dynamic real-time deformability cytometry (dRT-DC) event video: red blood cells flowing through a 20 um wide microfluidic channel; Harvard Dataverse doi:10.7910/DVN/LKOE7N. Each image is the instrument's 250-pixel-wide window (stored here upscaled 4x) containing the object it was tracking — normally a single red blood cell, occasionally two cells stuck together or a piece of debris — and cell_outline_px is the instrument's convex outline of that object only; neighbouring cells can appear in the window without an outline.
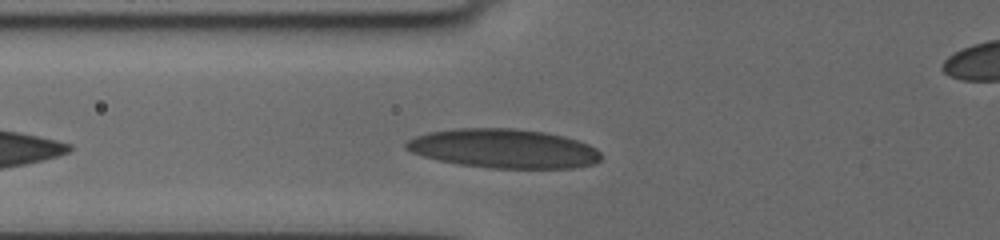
{"species": "human", "species_latin": "Homo sapiens", "temperature_condition": "cold", "stored_images_in_passage": 12, "camera_frame_rate_fps": 3000, "um_per_image_px": 0.085, "donor": {"sex": "female"}, "frame": {"image": 1, "passage_image": 3, "time_ms": 1.0, "image_size_px": [1000, 240], "cell_outline_px": [[604, 156], [600, 160], [592, 164], [576, 168], [488, 168], [456, 164], [424, 156], [412, 152], [404, 148], [404, 144], [408, 140], [416, 136], [428, 132], [456, 128], [512, 128], [544, 132], [564, 136], [588, 144], [596, 148]], "centroid_in_image_um": [42.83, 12.63], "position_along_channel_um": 83.0, "area_um2": 44.62}}
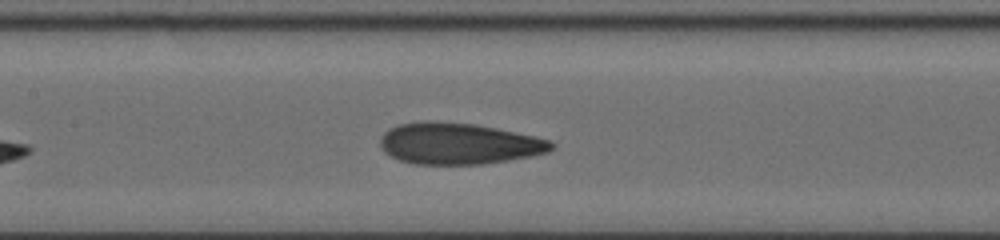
{"frame": {"image": 2, "passage_image": 10, "time_ms": 3.333, "image_size_px": [1000, 240], "cell_outline_px": [[556, 144], [548, 152], [508, 160], [484, 164], [412, 164], [400, 160], [384, 152], [380, 148], [380, 136], [388, 128], [400, 124], [472, 124], [496, 128], [536, 136], [552, 140]], "centroid_in_image_um": [39.02, 12.25], "position_along_channel_um": 168.4, "area_um2": 40.34}}
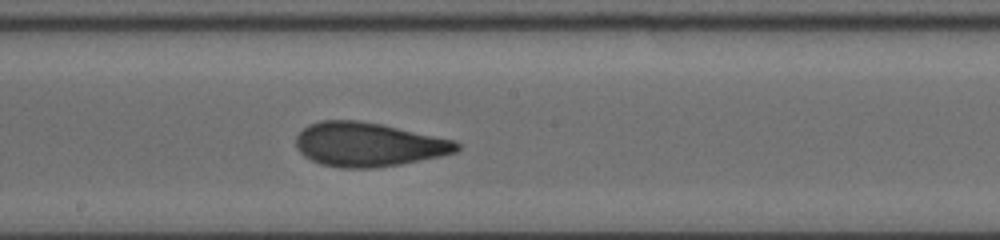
{"frame": {"image": 3, "passage_image": 12, "time_ms": 4.667, "image_size_px": [1000, 240], "cell_outline_px": [[460, 148], [456, 152], [440, 156], [400, 164], [376, 168], [340, 168], [320, 164], [304, 156], [296, 148], [296, 136], [308, 124], [320, 120], [356, 120], [380, 124], [456, 140], [460, 144]], "centroid_in_image_um": [31.3, 12.28], "position_along_channel_um": 216.9, "area_um2": 41.33}}